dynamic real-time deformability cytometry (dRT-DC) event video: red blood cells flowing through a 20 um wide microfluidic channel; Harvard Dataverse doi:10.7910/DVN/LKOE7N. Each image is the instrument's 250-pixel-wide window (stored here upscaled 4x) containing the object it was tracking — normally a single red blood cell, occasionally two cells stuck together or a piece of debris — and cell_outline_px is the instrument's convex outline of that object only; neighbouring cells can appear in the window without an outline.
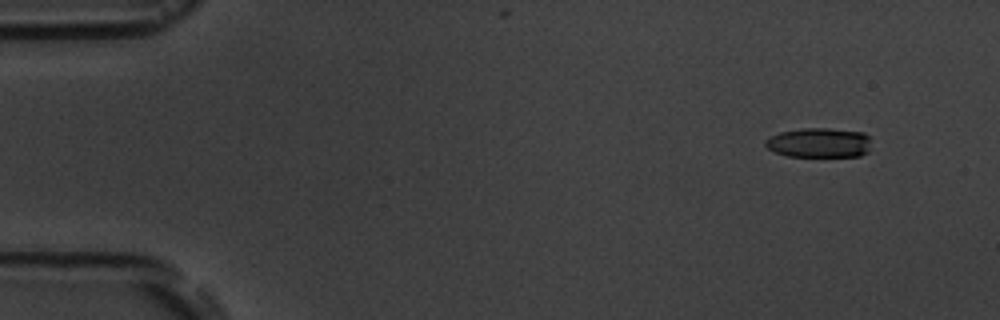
{"species": "common noctule bat (a hibernating species)", "species_latin": "Nyctalus noctula", "temperature_condition": "room temperature", "stored_images_in_passage": 5, "camera_frame_rate_fps": 3000, "um_per_image_px": 0.085, "animal": {"sex": "male", "body_mass_g": 19.5, "forearm_length_mm": 54.6}, "frame": {"image": 1, "passage_image": 2, "time_ms": 1.0, "image_size_px": [1000, 320], "cell_outline_px": [[868, 152], [860, 156], [788, 156], [776, 152], [768, 148], [764, 144], [764, 140], [780, 132], [804, 128], [828, 128], [864, 132], [868, 136]], "centroid_in_image_um": [69.62, 12.13], "position_along_channel_um": 15.4, "area_um2": 18.15}}
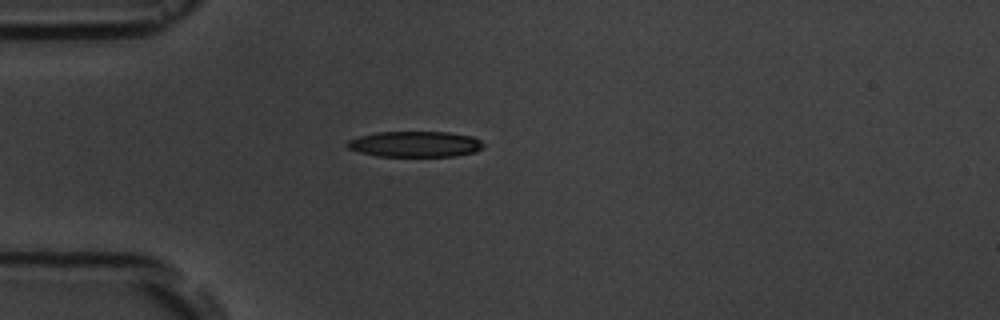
{"frame": {"image": 2, "passage_image": 5, "time_ms": 4.667, "image_size_px": [1000, 320], "cell_outline_px": [[484, 144], [476, 152], [456, 156], [376, 156], [360, 152], [348, 148], [344, 144], [348, 140], [360, 136], [376, 132], [448, 132], [472, 136], [480, 140]], "centroid_in_image_um": [35.27, 12.25], "position_along_channel_um": 49.7, "area_um2": 20.46}}